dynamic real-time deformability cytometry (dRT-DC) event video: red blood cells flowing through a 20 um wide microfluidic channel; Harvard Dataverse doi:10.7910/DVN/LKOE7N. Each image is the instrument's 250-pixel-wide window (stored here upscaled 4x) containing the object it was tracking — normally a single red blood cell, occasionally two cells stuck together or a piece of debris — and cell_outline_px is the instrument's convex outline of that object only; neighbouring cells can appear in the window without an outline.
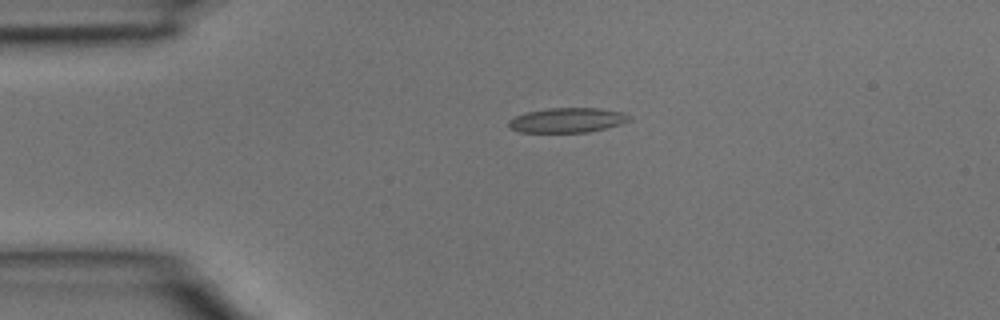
{"species": "common noctule bat (a hibernating species)", "species_latin": "Nyctalus noctula", "temperature_condition": "room temperature", "stored_images_in_passage": 3, "camera_frame_rate_fps": 3000, "um_per_image_px": 0.085, "animal": {"sex": "male", "body_mass_g": 15.6}, "frame": {"image": 1, "passage_image": 1, "time_ms": 0.0, "image_size_px": [1000, 320], "cell_outline_px": [[632, 120], [620, 124], [588, 132], [520, 132], [508, 128], [508, 120], [516, 116], [528, 112], [548, 108], [600, 108], [620, 112], [632, 116]], "centroid_in_image_um": [48.21, 10.21], "position_along_channel_um": 36.8, "area_um2": 17.34}}
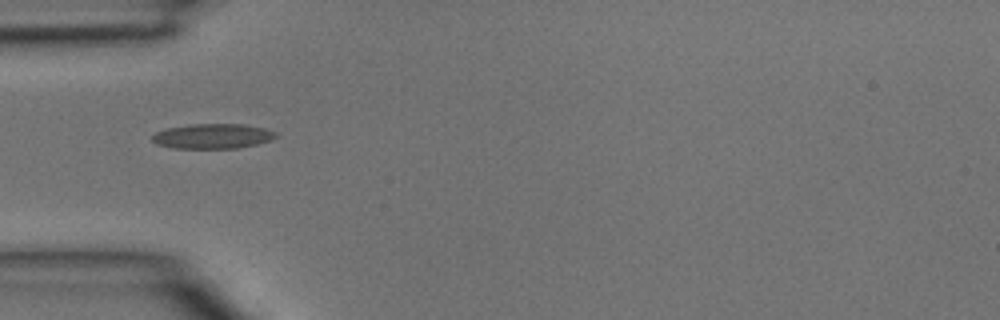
{"frame": {"image": 2, "passage_image": 2, "time_ms": 0.333, "image_size_px": [1000, 320], "cell_outline_px": [[276, 136], [272, 140], [256, 144], [236, 148], [172, 148], [156, 144], [152, 140], [152, 136], [156, 132], [168, 128], [192, 124], [244, 124], [264, 128], [276, 132]], "centroid_in_image_um": [18.07, 11.57], "position_along_channel_um": 66.9, "area_um2": 17.86}}